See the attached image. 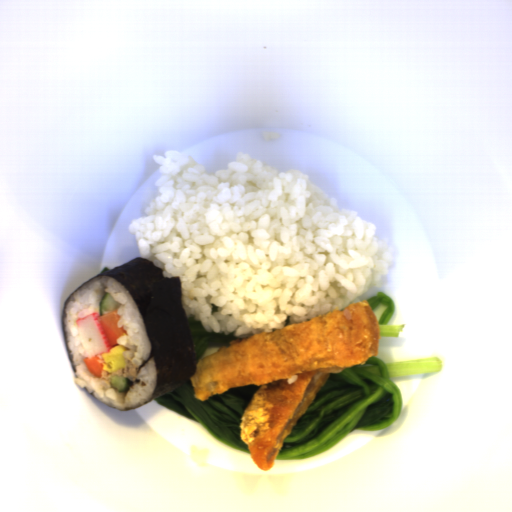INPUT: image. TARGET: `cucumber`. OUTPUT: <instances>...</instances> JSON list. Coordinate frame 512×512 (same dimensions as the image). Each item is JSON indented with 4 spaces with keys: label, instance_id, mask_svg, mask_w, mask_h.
<instances>
[{
    "label": "cucumber",
    "instance_id": "8b760119",
    "mask_svg": "<svg viewBox=\"0 0 512 512\" xmlns=\"http://www.w3.org/2000/svg\"><path fill=\"white\" fill-rule=\"evenodd\" d=\"M120 307V303L115 301L108 292H105L100 304H99V315L100 317L106 313H110L112 311L118 310Z\"/></svg>",
    "mask_w": 512,
    "mask_h": 512
},
{
    "label": "cucumber",
    "instance_id": "586b57bf",
    "mask_svg": "<svg viewBox=\"0 0 512 512\" xmlns=\"http://www.w3.org/2000/svg\"><path fill=\"white\" fill-rule=\"evenodd\" d=\"M111 387L115 388L118 392H124L127 391L130 386L131 382L130 380L125 376L120 375H114L109 379Z\"/></svg>",
    "mask_w": 512,
    "mask_h": 512
}]
</instances>
